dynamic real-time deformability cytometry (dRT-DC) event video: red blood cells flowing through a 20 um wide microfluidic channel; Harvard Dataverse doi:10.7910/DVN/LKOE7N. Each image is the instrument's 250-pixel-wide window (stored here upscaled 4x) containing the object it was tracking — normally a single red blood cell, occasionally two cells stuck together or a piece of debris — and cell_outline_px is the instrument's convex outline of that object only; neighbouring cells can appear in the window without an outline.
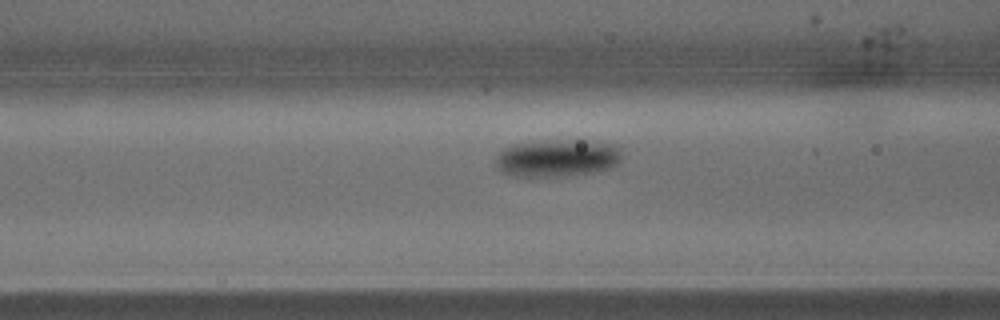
{"species": "common noctule bat (a hibernating species)", "species_latin": "Nyctalus noctula", "temperature_condition": "warm", "stored_images_in_passage": 8, "camera_frame_rate_fps": 3000, "um_per_image_px": 0.085, "animal": {"sex": "male", "body_mass_g": 15.6}, "frame": {"image": 1, "passage_image": 7, "time_ms": 2.0, "image_size_px": [1000, 320], "cell_outline_px": [[620, 160], [616, 164], [608, 168], [592, 172], [568, 176], [512, 176], [500, 172], [496, 168], [496, 156], [504, 148], [512, 144], [548, 140], [584, 140], [616, 144], [620, 148]], "centroid_in_image_um": [47.33, 13.43], "position_along_channel_um": 119.3, "area_um2": 27.69}}